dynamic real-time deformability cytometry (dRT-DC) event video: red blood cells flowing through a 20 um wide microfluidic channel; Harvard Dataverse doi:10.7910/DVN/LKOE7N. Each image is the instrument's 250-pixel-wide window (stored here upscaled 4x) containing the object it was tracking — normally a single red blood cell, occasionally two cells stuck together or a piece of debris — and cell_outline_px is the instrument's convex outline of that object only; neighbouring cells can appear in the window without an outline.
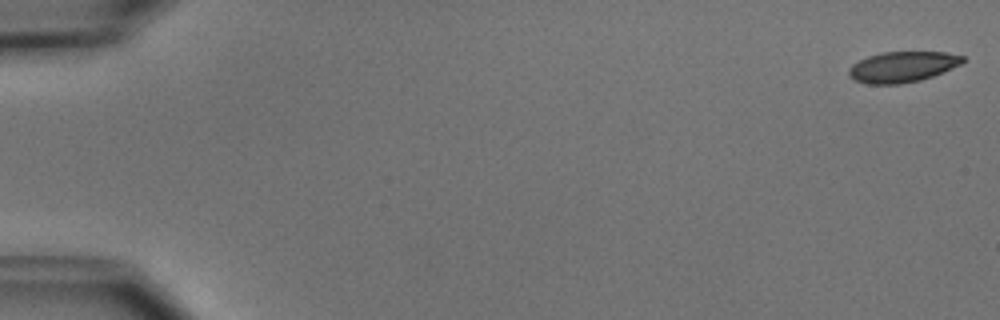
{"species": "common noctule bat (a hibernating species)", "species_latin": "Nyctalus noctula", "temperature_condition": "cold", "stored_images_in_passage": 6, "camera_frame_rate_fps": 3000, "um_per_image_px": 0.085, "animal": {"sex": "male", "body_mass_g": 15.6}, "frame": {"image": 1, "passage_image": 1, "time_ms": 0.0, "image_size_px": [1000, 320], "cell_outline_px": [[964, 60], [960, 64], [952, 68], [932, 76], [920, 80], [900, 84], [868, 84], [856, 80], [848, 76], [848, 68], [852, 64], [868, 56], [880, 52], [944, 52], [964, 56]], "centroid_in_image_um": [76.67, 5.68], "position_along_channel_um": 8.3, "area_um2": 20.29}}
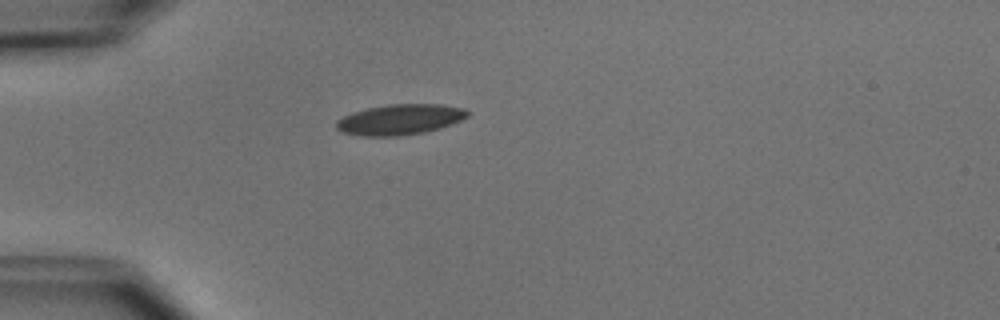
{"frame": {"image": 2, "passage_image": 5, "time_ms": 4.667, "image_size_px": [1000, 320], "cell_outline_px": [[472, 112], [468, 116], [452, 124], [440, 128], [424, 132], [400, 136], [360, 136], [340, 132], [336, 128], [336, 120], [352, 112], [368, 108], [388, 104], [440, 104], [464, 108]], "centroid_in_image_um": [33.99, 10.16], "position_along_channel_um": 51.0, "area_um2": 23.52}}